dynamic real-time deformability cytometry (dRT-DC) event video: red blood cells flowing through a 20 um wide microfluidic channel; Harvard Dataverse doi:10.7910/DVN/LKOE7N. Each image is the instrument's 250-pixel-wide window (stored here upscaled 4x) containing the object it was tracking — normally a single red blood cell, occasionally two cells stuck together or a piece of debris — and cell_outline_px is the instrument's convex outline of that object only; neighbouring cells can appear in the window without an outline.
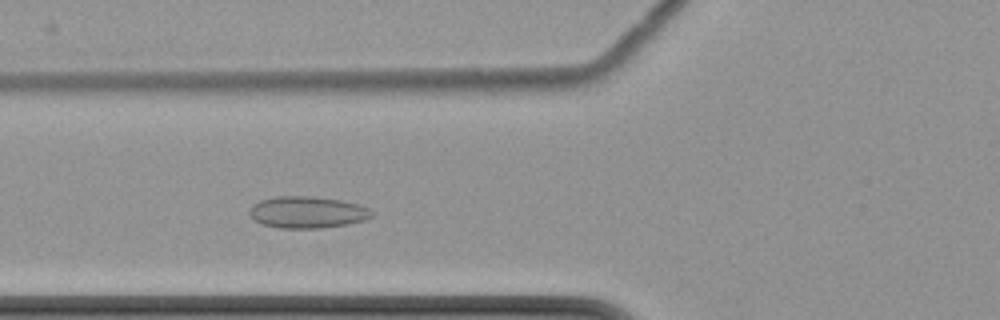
{"species": "common noctule bat (a hibernating species)", "species_latin": "Nyctalus noctula", "temperature_condition": "cold", "stored_images_in_passage": 5, "camera_frame_rate_fps": 3000, "um_per_image_px": 0.085, "animal": {"sex": "female", "body_mass_g": 22.7, "forearm_length_mm": 54.2}, "frame": {"image": 1, "passage_image": 5, "time_ms": 5.0, "image_size_px": [1000, 320], "cell_outline_px": [[376, 212], [372, 216], [364, 220], [348, 224], [320, 228], [280, 228], [264, 224], [256, 220], [248, 212], [252, 204], [260, 200], [276, 196], [312, 196], [340, 200], [356, 204], [368, 208]], "centroid_in_image_um": [26.13, 18.03], "position_along_channel_um": 99.7, "area_um2": 22.54}}